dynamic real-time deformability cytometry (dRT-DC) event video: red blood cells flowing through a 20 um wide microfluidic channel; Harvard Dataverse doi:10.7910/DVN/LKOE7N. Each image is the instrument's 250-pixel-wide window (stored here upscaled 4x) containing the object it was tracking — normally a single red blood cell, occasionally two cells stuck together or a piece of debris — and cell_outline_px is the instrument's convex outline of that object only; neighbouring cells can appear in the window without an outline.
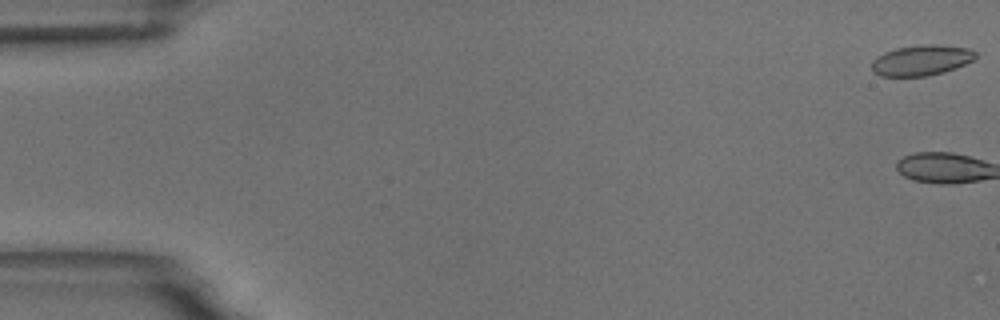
{"species": "common noctule bat (a hibernating species)", "species_latin": "Nyctalus noctula", "temperature_condition": "room temperature", "stored_images_in_passage": 3, "camera_frame_rate_fps": 3000, "um_per_image_px": 0.085, "animal": {"sex": "male", "body_mass_g": 18.8}, "frame": {"image": 1, "passage_image": 1, "time_ms": 0.0, "image_size_px": [1000, 320], "cell_outline_px": [[976, 56], [972, 60], [956, 68], [944, 72], [928, 76], [880, 76], [872, 72], [872, 60], [876, 56], [884, 52], [896, 48], [920, 44], [932, 44], [972, 48], [976, 52]], "centroid_in_image_um": [78.3, 5.12], "position_along_channel_um": 6.7, "area_um2": 18.67}}